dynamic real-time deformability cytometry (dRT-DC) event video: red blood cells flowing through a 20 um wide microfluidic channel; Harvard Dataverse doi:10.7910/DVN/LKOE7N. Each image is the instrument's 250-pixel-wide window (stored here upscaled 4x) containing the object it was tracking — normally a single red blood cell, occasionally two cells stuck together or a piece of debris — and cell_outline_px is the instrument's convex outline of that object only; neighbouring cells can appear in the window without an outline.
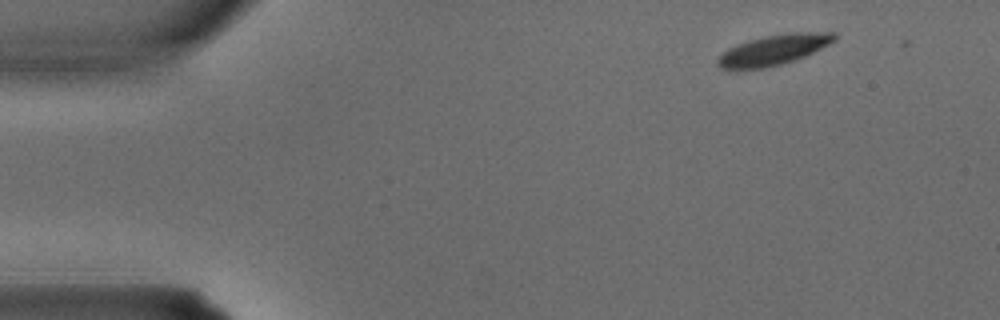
{"species": "common noctule bat (a hibernating species)", "species_latin": "Nyctalus noctula", "temperature_condition": "warm", "stored_images_in_passage": 3, "camera_frame_rate_fps": 3000, "um_per_image_px": 0.085, "animal": {"sex": "male", "body_mass_g": 15.6}, "frame": {"image": 1, "passage_image": 1, "time_ms": 0.0, "image_size_px": [1000, 320], "cell_outline_px": [[836, 40], [804, 56], [780, 64], [764, 68], [720, 68], [716, 64], [716, 60], [728, 48], [736, 44], [748, 40], [764, 36], [792, 32], [836, 32]], "centroid_in_image_um": [65.75, 4.22], "position_along_channel_um": 19.2, "area_um2": 20.23}}
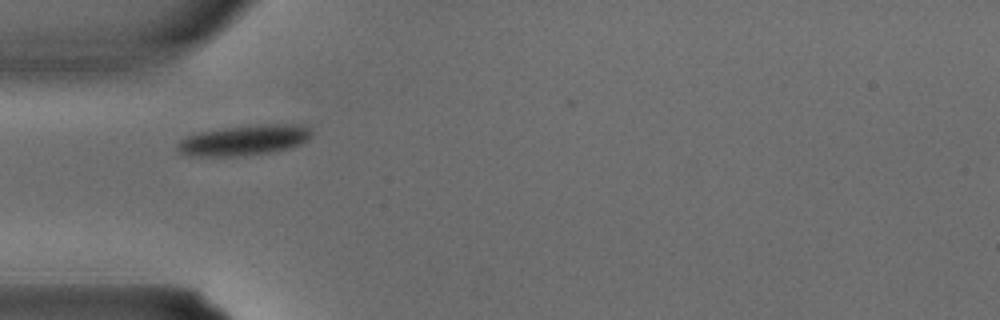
{"frame": {"image": 2, "passage_image": 3, "time_ms": 0.667, "image_size_px": [1000, 320], "cell_outline_px": [[312, 132], [308, 140], [292, 148], [272, 152], [244, 156], [192, 156], [180, 152], [176, 148], [176, 144], [180, 140], [188, 136], [200, 132], [224, 128], [260, 124], [292, 124], [308, 128]], "centroid_in_image_um": [20.75, 11.93], "position_along_channel_um": 64.2, "area_um2": 23.7}}